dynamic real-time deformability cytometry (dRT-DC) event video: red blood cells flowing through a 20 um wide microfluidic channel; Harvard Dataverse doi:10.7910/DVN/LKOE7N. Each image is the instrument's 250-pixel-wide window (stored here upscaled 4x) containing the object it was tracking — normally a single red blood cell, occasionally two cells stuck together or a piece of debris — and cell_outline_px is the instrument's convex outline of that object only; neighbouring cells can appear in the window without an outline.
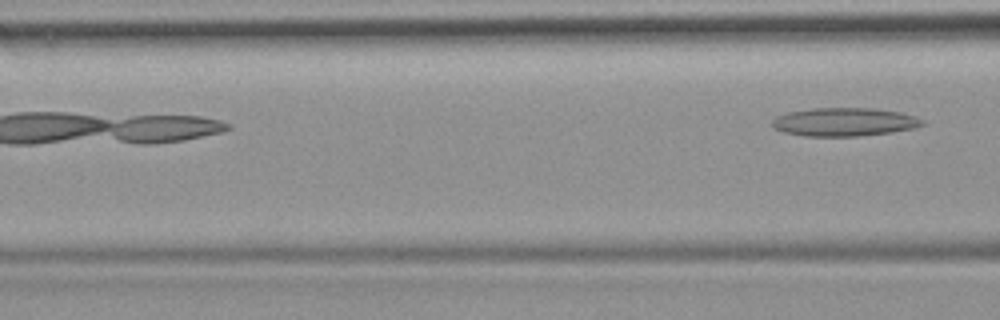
{"species": "common noctule bat (a hibernating species)", "species_latin": "Nyctalus noctula", "temperature_condition": "room temperature", "stored_images_in_passage": 5, "camera_frame_rate_fps": 3000, "um_per_image_px": 0.085, "animal": {"sex": "female", "body_mass_g": 19.9}, "frame": {"image": 1, "passage_image": 5, "time_ms": 4.667, "image_size_px": [1000, 320], "cell_outline_px": [[928, 124], [912, 128], [892, 132], [860, 136], [804, 136], [784, 132], [772, 128], [772, 120], [776, 116], [788, 112], [812, 108], [872, 108], [900, 112], [916, 116], [924, 120]], "centroid_in_image_um": [71.78, 10.36], "position_along_channel_um": 94.8, "area_um2": 25.03}}